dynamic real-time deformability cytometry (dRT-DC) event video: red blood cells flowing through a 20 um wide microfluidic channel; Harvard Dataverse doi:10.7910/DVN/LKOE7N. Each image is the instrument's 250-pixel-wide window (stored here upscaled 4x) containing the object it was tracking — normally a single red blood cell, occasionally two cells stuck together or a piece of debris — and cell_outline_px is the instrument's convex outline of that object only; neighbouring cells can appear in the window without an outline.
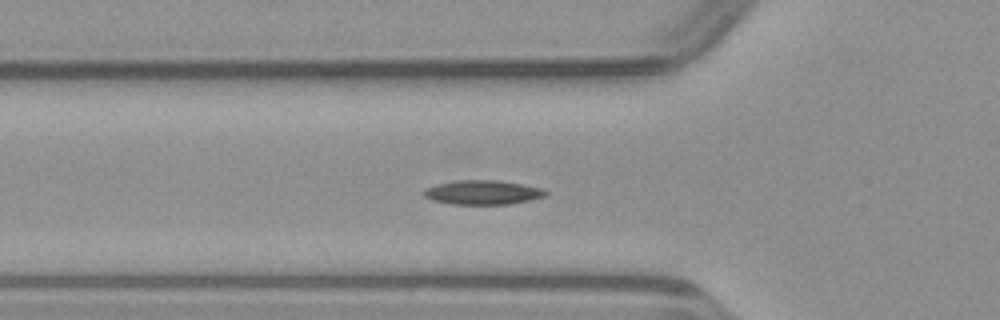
{"species": "common noctule bat (a hibernating species)", "species_latin": "Nyctalus noctula", "temperature_condition": "warm", "stored_images_in_passage": 36, "camera_frame_rate_fps": 3000, "um_per_image_px": 0.085, "animal": {"sex": "male", "body_mass_g": 23.1, "forearm_length_mm": 52.7}, "frame": {"image": 1, "passage_image": 11, "time_ms": 3.333, "image_size_px": [1000, 320], "cell_outline_px": [[548, 192], [544, 196], [532, 200], [508, 204], [452, 204], [432, 200], [424, 196], [424, 188], [436, 184], [456, 180], [500, 180], [540, 188]], "centroid_in_image_um": [41.0, 16.35], "position_along_channel_um": 84.8, "area_um2": 17.17}}
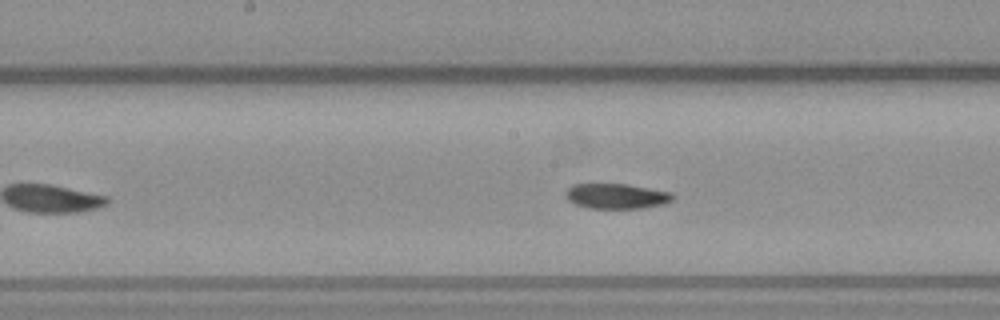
{"frame": {"image": 2, "passage_image": 19, "time_ms": 6.0, "image_size_px": [1000, 320], "cell_outline_px": [[676, 196], [672, 200], [664, 204], [644, 208], [588, 208], [576, 204], [568, 200], [564, 192], [572, 184], [628, 184], [672, 192]], "centroid_in_image_um": [52.42, 16.66], "position_along_channel_um": 195.8, "area_um2": 15.84}}
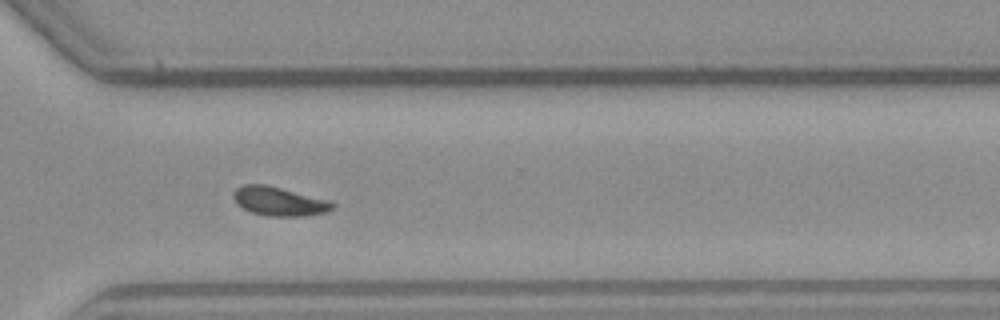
{"frame": {"image": 3, "passage_image": 30, "time_ms": 9.667, "image_size_px": [1000, 320], "cell_outline_px": [[336, 204], [332, 208], [324, 212], [304, 216], [268, 216], [252, 212], [236, 204], [232, 196], [232, 192], [236, 188], [244, 184], [264, 184], [332, 200]], "centroid_in_image_um": [23.72, 17.1], "position_along_channel_um": 346.9, "area_um2": 16.76}}